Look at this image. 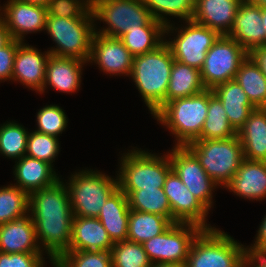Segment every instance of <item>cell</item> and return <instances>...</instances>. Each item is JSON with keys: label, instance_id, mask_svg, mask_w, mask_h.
I'll return each mask as SVG.
<instances>
[{"label": "cell", "instance_id": "cell-1", "mask_svg": "<svg viewBox=\"0 0 266 267\" xmlns=\"http://www.w3.org/2000/svg\"><path fill=\"white\" fill-rule=\"evenodd\" d=\"M37 241L54 263L68 251L72 236L73 211L68 189L60 179L52 186L29 194V213Z\"/></svg>", "mask_w": 266, "mask_h": 267}, {"label": "cell", "instance_id": "cell-2", "mask_svg": "<svg viewBox=\"0 0 266 267\" xmlns=\"http://www.w3.org/2000/svg\"><path fill=\"white\" fill-rule=\"evenodd\" d=\"M174 60L165 41L155 50L133 58L130 77L153 116L163 107Z\"/></svg>", "mask_w": 266, "mask_h": 267}, {"label": "cell", "instance_id": "cell-3", "mask_svg": "<svg viewBox=\"0 0 266 267\" xmlns=\"http://www.w3.org/2000/svg\"><path fill=\"white\" fill-rule=\"evenodd\" d=\"M208 113V89L166 103L153 117L177 138L176 146H186L201 137Z\"/></svg>", "mask_w": 266, "mask_h": 267}, {"label": "cell", "instance_id": "cell-4", "mask_svg": "<svg viewBox=\"0 0 266 267\" xmlns=\"http://www.w3.org/2000/svg\"><path fill=\"white\" fill-rule=\"evenodd\" d=\"M94 21L92 10L79 18L47 15L45 30L57 44L56 48L49 50L50 54L89 62L96 30Z\"/></svg>", "mask_w": 266, "mask_h": 267}, {"label": "cell", "instance_id": "cell-5", "mask_svg": "<svg viewBox=\"0 0 266 267\" xmlns=\"http://www.w3.org/2000/svg\"><path fill=\"white\" fill-rule=\"evenodd\" d=\"M248 246L216 228L203 229L192 243L186 267H243Z\"/></svg>", "mask_w": 266, "mask_h": 267}, {"label": "cell", "instance_id": "cell-6", "mask_svg": "<svg viewBox=\"0 0 266 267\" xmlns=\"http://www.w3.org/2000/svg\"><path fill=\"white\" fill-rule=\"evenodd\" d=\"M186 147L197 157L207 175L225 187L244 160L243 147L237 136L217 140H194Z\"/></svg>", "mask_w": 266, "mask_h": 267}, {"label": "cell", "instance_id": "cell-7", "mask_svg": "<svg viewBox=\"0 0 266 267\" xmlns=\"http://www.w3.org/2000/svg\"><path fill=\"white\" fill-rule=\"evenodd\" d=\"M158 156L135 149L122 156L118 187L122 191L163 188L172 165L169 154Z\"/></svg>", "mask_w": 266, "mask_h": 267}, {"label": "cell", "instance_id": "cell-8", "mask_svg": "<svg viewBox=\"0 0 266 267\" xmlns=\"http://www.w3.org/2000/svg\"><path fill=\"white\" fill-rule=\"evenodd\" d=\"M67 189L74 216L97 218L109 196L118 188V179L99 171L83 170L71 175Z\"/></svg>", "mask_w": 266, "mask_h": 267}, {"label": "cell", "instance_id": "cell-9", "mask_svg": "<svg viewBox=\"0 0 266 267\" xmlns=\"http://www.w3.org/2000/svg\"><path fill=\"white\" fill-rule=\"evenodd\" d=\"M94 20L106 22L108 27L95 33L119 38L128 29L147 26L152 16L143 0H92Z\"/></svg>", "mask_w": 266, "mask_h": 267}, {"label": "cell", "instance_id": "cell-10", "mask_svg": "<svg viewBox=\"0 0 266 267\" xmlns=\"http://www.w3.org/2000/svg\"><path fill=\"white\" fill-rule=\"evenodd\" d=\"M248 55L237 41L228 35H220L207 51L200 70L204 87L213 89L219 84L234 80L241 63Z\"/></svg>", "mask_w": 266, "mask_h": 267}, {"label": "cell", "instance_id": "cell-11", "mask_svg": "<svg viewBox=\"0 0 266 267\" xmlns=\"http://www.w3.org/2000/svg\"><path fill=\"white\" fill-rule=\"evenodd\" d=\"M202 230L201 227L194 224L173 223L162 234L142 244L152 264H185L192 243Z\"/></svg>", "mask_w": 266, "mask_h": 267}, {"label": "cell", "instance_id": "cell-12", "mask_svg": "<svg viewBox=\"0 0 266 267\" xmlns=\"http://www.w3.org/2000/svg\"><path fill=\"white\" fill-rule=\"evenodd\" d=\"M188 26L178 30L173 41H165L172 56L178 62L201 70L207 51L219 38L220 34L193 20L186 21Z\"/></svg>", "mask_w": 266, "mask_h": 267}, {"label": "cell", "instance_id": "cell-13", "mask_svg": "<svg viewBox=\"0 0 266 267\" xmlns=\"http://www.w3.org/2000/svg\"><path fill=\"white\" fill-rule=\"evenodd\" d=\"M169 153L172 170L188 190L209 210L212 207V191L218 185L200 165L197 157L186 146H174Z\"/></svg>", "mask_w": 266, "mask_h": 267}, {"label": "cell", "instance_id": "cell-14", "mask_svg": "<svg viewBox=\"0 0 266 267\" xmlns=\"http://www.w3.org/2000/svg\"><path fill=\"white\" fill-rule=\"evenodd\" d=\"M164 193L172 211V223L194 224L202 229H212L206 223L208 209L188 190L172 170L166 177Z\"/></svg>", "mask_w": 266, "mask_h": 267}, {"label": "cell", "instance_id": "cell-15", "mask_svg": "<svg viewBox=\"0 0 266 267\" xmlns=\"http://www.w3.org/2000/svg\"><path fill=\"white\" fill-rule=\"evenodd\" d=\"M0 17L12 39L23 42L24 34L45 30L47 8L43 5L9 0ZM4 16V17H3Z\"/></svg>", "mask_w": 266, "mask_h": 267}, {"label": "cell", "instance_id": "cell-16", "mask_svg": "<svg viewBox=\"0 0 266 267\" xmlns=\"http://www.w3.org/2000/svg\"><path fill=\"white\" fill-rule=\"evenodd\" d=\"M134 56L119 38L95 33L89 61H94L102 71L110 75H130Z\"/></svg>", "mask_w": 266, "mask_h": 267}, {"label": "cell", "instance_id": "cell-17", "mask_svg": "<svg viewBox=\"0 0 266 267\" xmlns=\"http://www.w3.org/2000/svg\"><path fill=\"white\" fill-rule=\"evenodd\" d=\"M228 36L237 41L248 53L266 45L261 6L250 0H243Z\"/></svg>", "mask_w": 266, "mask_h": 267}, {"label": "cell", "instance_id": "cell-18", "mask_svg": "<svg viewBox=\"0 0 266 267\" xmlns=\"http://www.w3.org/2000/svg\"><path fill=\"white\" fill-rule=\"evenodd\" d=\"M50 55L49 50L42 54L36 48L21 42L15 53L12 80L20 81L40 92L44 87L46 63Z\"/></svg>", "mask_w": 266, "mask_h": 267}, {"label": "cell", "instance_id": "cell-19", "mask_svg": "<svg viewBox=\"0 0 266 267\" xmlns=\"http://www.w3.org/2000/svg\"><path fill=\"white\" fill-rule=\"evenodd\" d=\"M243 0H197L192 20L228 35Z\"/></svg>", "mask_w": 266, "mask_h": 267}, {"label": "cell", "instance_id": "cell-20", "mask_svg": "<svg viewBox=\"0 0 266 267\" xmlns=\"http://www.w3.org/2000/svg\"><path fill=\"white\" fill-rule=\"evenodd\" d=\"M38 243L35 224L27 214L0 225V252L3 253H42Z\"/></svg>", "mask_w": 266, "mask_h": 267}, {"label": "cell", "instance_id": "cell-21", "mask_svg": "<svg viewBox=\"0 0 266 267\" xmlns=\"http://www.w3.org/2000/svg\"><path fill=\"white\" fill-rule=\"evenodd\" d=\"M113 245L98 218L73 217L68 251H111Z\"/></svg>", "mask_w": 266, "mask_h": 267}, {"label": "cell", "instance_id": "cell-22", "mask_svg": "<svg viewBox=\"0 0 266 267\" xmlns=\"http://www.w3.org/2000/svg\"><path fill=\"white\" fill-rule=\"evenodd\" d=\"M225 188L246 199L266 198V162L244 159Z\"/></svg>", "mask_w": 266, "mask_h": 267}, {"label": "cell", "instance_id": "cell-23", "mask_svg": "<svg viewBox=\"0 0 266 267\" xmlns=\"http://www.w3.org/2000/svg\"><path fill=\"white\" fill-rule=\"evenodd\" d=\"M85 63L75 58L50 55L46 63L44 87L40 94L44 92L46 85L65 93L76 91L80 87L81 68Z\"/></svg>", "mask_w": 266, "mask_h": 267}, {"label": "cell", "instance_id": "cell-24", "mask_svg": "<svg viewBox=\"0 0 266 267\" xmlns=\"http://www.w3.org/2000/svg\"><path fill=\"white\" fill-rule=\"evenodd\" d=\"M129 213L128 198L118 187L106 200L97 217L113 243L127 240Z\"/></svg>", "mask_w": 266, "mask_h": 267}, {"label": "cell", "instance_id": "cell-25", "mask_svg": "<svg viewBox=\"0 0 266 267\" xmlns=\"http://www.w3.org/2000/svg\"><path fill=\"white\" fill-rule=\"evenodd\" d=\"M237 135L242 143L244 159L266 162V109L256 108Z\"/></svg>", "mask_w": 266, "mask_h": 267}, {"label": "cell", "instance_id": "cell-26", "mask_svg": "<svg viewBox=\"0 0 266 267\" xmlns=\"http://www.w3.org/2000/svg\"><path fill=\"white\" fill-rule=\"evenodd\" d=\"M52 167L47 162L24 155L14 167L15 180H17L15 186L28 194L52 186L60 179Z\"/></svg>", "mask_w": 266, "mask_h": 267}, {"label": "cell", "instance_id": "cell-27", "mask_svg": "<svg viewBox=\"0 0 266 267\" xmlns=\"http://www.w3.org/2000/svg\"><path fill=\"white\" fill-rule=\"evenodd\" d=\"M212 91L222 102L229 123L238 132L256 107L235 80L219 84Z\"/></svg>", "mask_w": 266, "mask_h": 267}, {"label": "cell", "instance_id": "cell-28", "mask_svg": "<svg viewBox=\"0 0 266 267\" xmlns=\"http://www.w3.org/2000/svg\"><path fill=\"white\" fill-rule=\"evenodd\" d=\"M205 89L199 69L174 60L163 106L171 100L190 97Z\"/></svg>", "mask_w": 266, "mask_h": 267}, {"label": "cell", "instance_id": "cell-29", "mask_svg": "<svg viewBox=\"0 0 266 267\" xmlns=\"http://www.w3.org/2000/svg\"><path fill=\"white\" fill-rule=\"evenodd\" d=\"M165 26L153 19L147 26L128 29L119 39L135 57L155 50L164 40Z\"/></svg>", "mask_w": 266, "mask_h": 267}, {"label": "cell", "instance_id": "cell-30", "mask_svg": "<svg viewBox=\"0 0 266 267\" xmlns=\"http://www.w3.org/2000/svg\"><path fill=\"white\" fill-rule=\"evenodd\" d=\"M234 80L243 88L256 108L266 107V77L249 55L241 63Z\"/></svg>", "mask_w": 266, "mask_h": 267}, {"label": "cell", "instance_id": "cell-31", "mask_svg": "<svg viewBox=\"0 0 266 267\" xmlns=\"http://www.w3.org/2000/svg\"><path fill=\"white\" fill-rule=\"evenodd\" d=\"M173 223L164 216L148 212L130 210L127 240L144 243L162 234Z\"/></svg>", "mask_w": 266, "mask_h": 267}, {"label": "cell", "instance_id": "cell-32", "mask_svg": "<svg viewBox=\"0 0 266 267\" xmlns=\"http://www.w3.org/2000/svg\"><path fill=\"white\" fill-rule=\"evenodd\" d=\"M237 136V131L229 123L220 99L208 89V113L198 140L227 139Z\"/></svg>", "mask_w": 266, "mask_h": 267}, {"label": "cell", "instance_id": "cell-33", "mask_svg": "<svg viewBox=\"0 0 266 267\" xmlns=\"http://www.w3.org/2000/svg\"><path fill=\"white\" fill-rule=\"evenodd\" d=\"M130 210L148 212L167 217L172 222V211L163 188L123 191Z\"/></svg>", "mask_w": 266, "mask_h": 267}, {"label": "cell", "instance_id": "cell-34", "mask_svg": "<svg viewBox=\"0 0 266 267\" xmlns=\"http://www.w3.org/2000/svg\"><path fill=\"white\" fill-rule=\"evenodd\" d=\"M196 2L197 0H143L152 18L165 26L164 34H169L168 32L174 29L164 16L180 17L184 21L192 20Z\"/></svg>", "mask_w": 266, "mask_h": 267}, {"label": "cell", "instance_id": "cell-35", "mask_svg": "<svg viewBox=\"0 0 266 267\" xmlns=\"http://www.w3.org/2000/svg\"><path fill=\"white\" fill-rule=\"evenodd\" d=\"M29 213V194L13 184L0 188V225Z\"/></svg>", "mask_w": 266, "mask_h": 267}, {"label": "cell", "instance_id": "cell-36", "mask_svg": "<svg viewBox=\"0 0 266 267\" xmlns=\"http://www.w3.org/2000/svg\"><path fill=\"white\" fill-rule=\"evenodd\" d=\"M29 132L16 122L4 123L0 127V153L13 159L26 154Z\"/></svg>", "mask_w": 266, "mask_h": 267}, {"label": "cell", "instance_id": "cell-37", "mask_svg": "<svg viewBox=\"0 0 266 267\" xmlns=\"http://www.w3.org/2000/svg\"><path fill=\"white\" fill-rule=\"evenodd\" d=\"M112 267H151L143 244L125 240L111 248Z\"/></svg>", "mask_w": 266, "mask_h": 267}, {"label": "cell", "instance_id": "cell-38", "mask_svg": "<svg viewBox=\"0 0 266 267\" xmlns=\"http://www.w3.org/2000/svg\"><path fill=\"white\" fill-rule=\"evenodd\" d=\"M54 267H112L110 251H66Z\"/></svg>", "mask_w": 266, "mask_h": 267}, {"label": "cell", "instance_id": "cell-39", "mask_svg": "<svg viewBox=\"0 0 266 267\" xmlns=\"http://www.w3.org/2000/svg\"><path fill=\"white\" fill-rule=\"evenodd\" d=\"M59 152L58 137L31 132L27 139L26 156L35 158L52 165L53 159Z\"/></svg>", "mask_w": 266, "mask_h": 267}, {"label": "cell", "instance_id": "cell-40", "mask_svg": "<svg viewBox=\"0 0 266 267\" xmlns=\"http://www.w3.org/2000/svg\"><path fill=\"white\" fill-rule=\"evenodd\" d=\"M38 129L36 132L58 137L67 126L65 112L57 105H48L37 113Z\"/></svg>", "mask_w": 266, "mask_h": 267}, {"label": "cell", "instance_id": "cell-41", "mask_svg": "<svg viewBox=\"0 0 266 267\" xmlns=\"http://www.w3.org/2000/svg\"><path fill=\"white\" fill-rule=\"evenodd\" d=\"M82 1L50 0L46 6L47 14L63 18L85 17L92 10V0Z\"/></svg>", "mask_w": 266, "mask_h": 267}, {"label": "cell", "instance_id": "cell-42", "mask_svg": "<svg viewBox=\"0 0 266 267\" xmlns=\"http://www.w3.org/2000/svg\"><path fill=\"white\" fill-rule=\"evenodd\" d=\"M43 253L0 252V267H43Z\"/></svg>", "mask_w": 266, "mask_h": 267}, {"label": "cell", "instance_id": "cell-43", "mask_svg": "<svg viewBox=\"0 0 266 267\" xmlns=\"http://www.w3.org/2000/svg\"><path fill=\"white\" fill-rule=\"evenodd\" d=\"M21 41L12 39L0 49V80H12L13 64L17 46Z\"/></svg>", "mask_w": 266, "mask_h": 267}, {"label": "cell", "instance_id": "cell-44", "mask_svg": "<svg viewBox=\"0 0 266 267\" xmlns=\"http://www.w3.org/2000/svg\"><path fill=\"white\" fill-rule=\"evenodd\" d=\"M257 232L255 243L250 248H247L248 253L266 255V216L262 220Z\"/></svg>", "mask_w": 266, "mask_h": 267}, {"label": "cell", "instance_id": "cell-45", "mask_svg": "<svg viewBox=\"0 0 266 267\" xmlns=\"http://www.w3.org/2000/svg\"><path fill=\"white\" fill-rule=\"evenodd\" d=\"M249 56L260 67L261 72L266 77V45L253 49Z\"/></svg>", "mask_w": 266, "mask_h": 267}, {"label": "cell", "instance_id": "cell-46", "mask_svg": "<svg viewBox=\"0 0 266 267\" xmlns=\"http://www.w3.org/2000/svg\"><path fill=\"white\" fill-rule=\"evenodd\" d=\"M253 266L266 267V255L247 253L243 267H253Z\"/></svg>", "mask_w": 266, "mask_h": 267}, {"label": "cell", "instance_id": "cell-47", "mask_svg": "<svg viewBox=\"0 0 266 267\" xmlns=\"http://www.w3.org/2000/svg\"><path fill=\"white\" fill-rule=\"evenodd\" d=\"M12 40L10 32L5 26L4 21L0 18V49Z\"/></svg>", "mask_w": 266, "mask_h": 267}, {"label": "cell", "instance_id": "cell-48", "mask_svg": "<svg viewBox=\"0 0 266 267\" xmlns=\"http://www.w3.org/2000/svg\"><path fill=\"white\" fill-rule=\"evenodd\" d=\"M151 267H186V265L178 263H153Z\"/></svg>", "mask_w": 266, "mask_h": 267}, {"label": "cell", "instance_id": "cell-49", "mask_svg": "<svg viewBox=\"0 0 266 267\" xmlns=\"http://www.w3.org/2000/svg\"><path fill=\"white\" fill-rule=\"evenodd\" d=\"M18 1L47 6L50 0H18Z\"/></svg>", "mask_w": 266, "mask_h": 267}, {"label": "cell", "instance_id": "cell-50", "mask_svg": "<svg viewBox=\"0 0 266 267\" xmlns=\"http://www.w3.org/2000/svg\"><path fill=\"white\" fill-rule=\"evenodd\" d=\"M261 16H262V24L264 25V29L266 31V7H261Z\"/></svg>", "mask_w": 266, "mask_h": 267}, {"label": "cell", "instance_id": "cell-51", "mask_svg": "<svg viewBox=\"0 0 266 267\" xmlns=\"http://www.w3.org/2000/svg\"><path fill=\"white\" fill-rule=\"evenodd\" d=\"M251 2L258 4L261 7H266V0H250Z\"/></svg>", "mask_w": 266, "mask_h": 267}]
</instances>
